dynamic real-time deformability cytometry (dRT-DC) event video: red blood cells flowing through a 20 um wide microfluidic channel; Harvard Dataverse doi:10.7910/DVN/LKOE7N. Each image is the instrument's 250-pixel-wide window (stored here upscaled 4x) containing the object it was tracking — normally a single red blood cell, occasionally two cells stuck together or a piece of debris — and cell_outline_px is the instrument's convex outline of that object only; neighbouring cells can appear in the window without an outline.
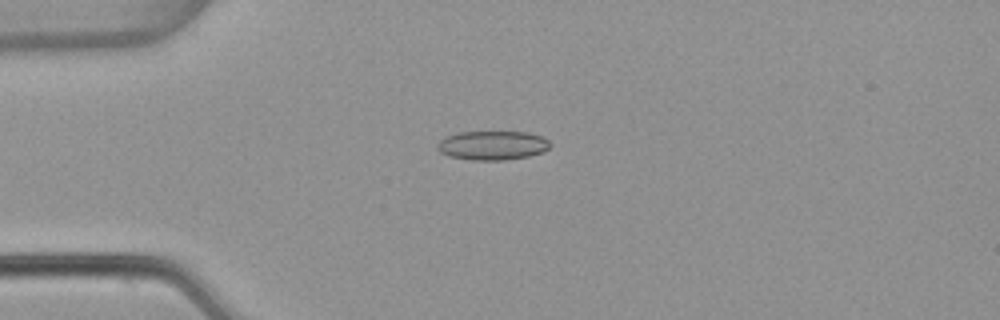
{"species": "common noctule bat (a hibernating species)", "species_latin": "Nyctalus noctula", "temperature_condition": "warm", "stored_images_in_passage": 4, "camera_frame_rate_fps": 3000, "um_per_image_px": 0.085, "animal": {"sex": "female", "body_mass_g": 22.7, "forearm_length_mm": 54.2}, "frame": {"image": 1, "passage_image": 3, "time_ms": 0.667, "image_size_px": [1000, 320], "cell_outline_px": [[552, 144], [544, 152], [528, 156], [504, 160], [472, 160], [448, 156], [440, 152], [436, 148], [436, 144], [440, 140], [448, 136], [460, 132], [528, 132], [544, 136]], "centroid_in_image_um": [41.88, 12.36], "position_along_channel_um": 43.1, "area_um2": 19.25}}